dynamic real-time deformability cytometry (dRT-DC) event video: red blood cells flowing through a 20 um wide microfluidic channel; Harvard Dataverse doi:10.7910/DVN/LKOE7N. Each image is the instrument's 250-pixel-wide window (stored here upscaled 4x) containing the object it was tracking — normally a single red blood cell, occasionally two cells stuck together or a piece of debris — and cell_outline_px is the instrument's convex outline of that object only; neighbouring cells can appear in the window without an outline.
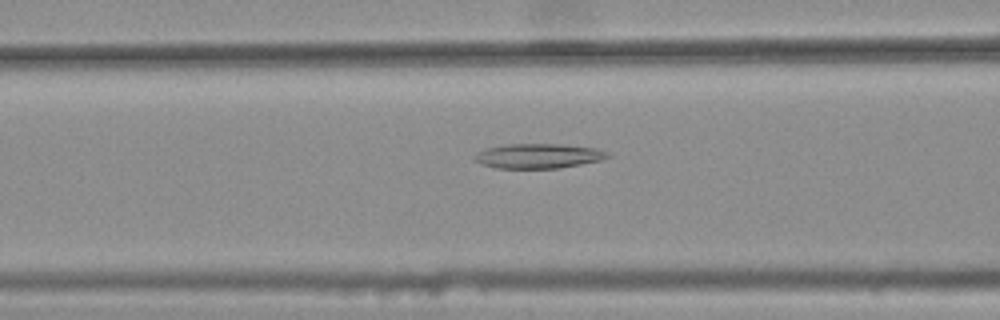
{"species": "common noctule bat (a hibernating species)", "species_latin": "Nyctalus noctula", "temperature_condition": "warm", "stored_images_in_passage": 38, "camera_frame_rate_fps": 3000, "um_per_image_px": 0.085, "animal": {"sex": "female", "body_mass_g": 25.1}, "frame": {"image": 1, "passage_image": 16, "time_ms": 5.0, "image_size_px": [1000, 320], "cell_outline_px": [[612, 156], [600, 160], [560, 168], [496, 168], [480, 164], [472, 156], [476, 152], [488, 148], [508, 144], [560, 144], [596, 148], [608, 152]], "centroid_in_image_um": [45.75, 13.26], "position_along_channel_um": 120.8, "area_um2": 19.13}}
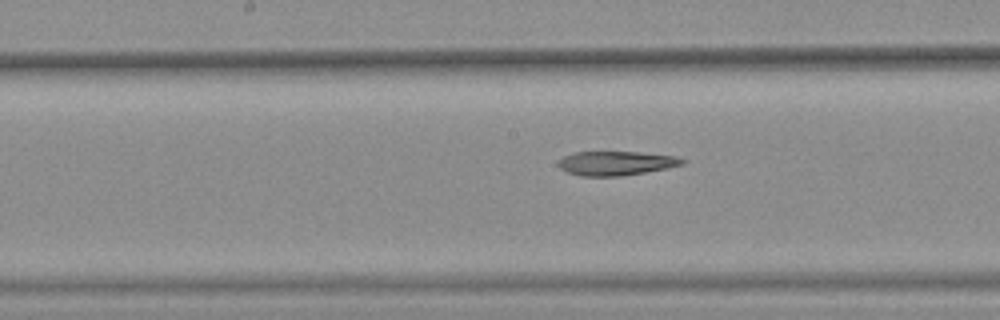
{"frame": {"image": 2, "passage_image": 22, "time_ms": 7.0, "image_size_px": [1000, 320], "cell_outline_px": [[688, 160], [684, 164], [668, 168], [620, 176], [580, 176], [568, 172], [560, 168], [556, 164], [564, 156], [572, 152], [640, 152], [676, 156]], "centroid_in_image_um": [52.38, 13.87], "position_along_channel_um": 195.8, "area_um2": 17.51}}
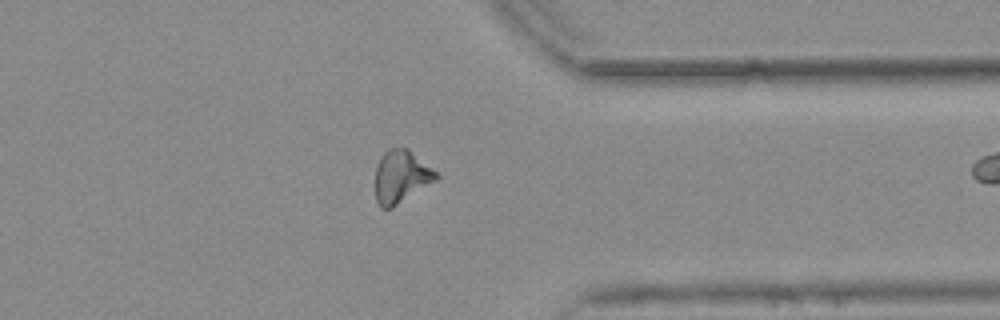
{"frame": {"image": 3, "passage_image": 37, "time_ms": 12.0, "image_size_px": [1000, 320], "cell_outline_px": [[440, 176], [436, 180], [392, 208], [380, 208], [376, 200], [376, 168], [380, 156], [388, 148], [408, 148], [432, 168]], "centroid_in_image_um": [34.08, 15.0], "position_along_channel_um": 377.3, "area_um2": 18.55}}